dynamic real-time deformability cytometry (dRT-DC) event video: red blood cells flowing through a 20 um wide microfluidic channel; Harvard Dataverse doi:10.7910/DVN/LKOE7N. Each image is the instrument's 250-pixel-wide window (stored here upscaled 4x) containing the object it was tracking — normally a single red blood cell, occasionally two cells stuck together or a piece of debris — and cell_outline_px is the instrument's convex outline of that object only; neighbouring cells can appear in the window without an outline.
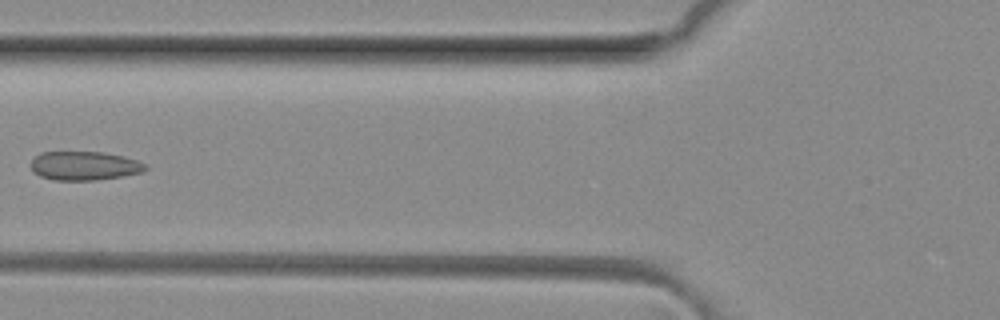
{"species": "common noctule bat (a hibernating species)", "species_latin": "Nyctalus noctula", "temperature_condition": "room temperature", "stored_images_in_passage": 6, "camera_frame_rate_fps": 3000, "um_per_image_px": 0.085, "animal": {"sex": "female", "body_mass_g": 29.2, "forearm_length_mm": 56.3}, "frame": {"image": 1, "passage_image": 6, "time_ms": 1.667, "image_size_px": [1000, 320], "cell_outline_px": [[148, 168], [144, 172], [96, 180], [52, 180], [40, 176], [32, 168], [32, 160], [40, 152], [104, 152], [124, 156], [148, 164]], "centroid_in_image_um": [7.22, 14.09], "position_along_channel_um": 118.6, "area_um2": 19.25}}